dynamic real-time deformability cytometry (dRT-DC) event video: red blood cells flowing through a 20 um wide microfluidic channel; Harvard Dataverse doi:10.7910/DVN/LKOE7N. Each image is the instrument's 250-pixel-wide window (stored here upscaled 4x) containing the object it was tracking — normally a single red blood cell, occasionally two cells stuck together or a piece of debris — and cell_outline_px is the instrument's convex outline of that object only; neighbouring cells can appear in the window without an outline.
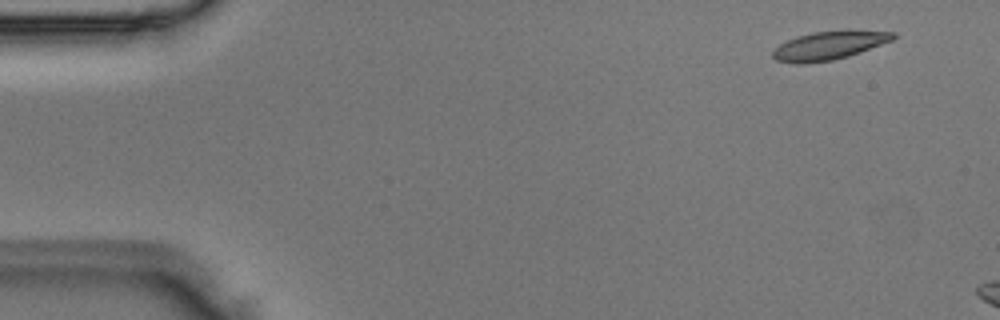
{"species": "Egyptian fruit bat (a non-hibernating species)", "species_latin": "Rousettus aegyptiacus", "temperature_condition": "room temperature", "stored_images_in_passage": 3, "camera_frame_rate_fps": 3000, "um_per_image_px": 0.085, "animal": {"sex": "male"}, "frame": {"image": 1, "passage_image": 1, "time_ms": 0.0, "image_size_px": [1000, 320], "cell_outline_px": [[896, 36], [892, 40], [860, 52], [848, 56], [832, 60], [804, 64], [796, 64], [776, 60], [772, 56], [772, 52], [780, 44], [796, 36], [812, 32], [848, 28], [896, 32]], "centroid_in_image_um": [70.5, 3.83], "position_along_channel_um": 14.5, "area_um2": 20.46}}